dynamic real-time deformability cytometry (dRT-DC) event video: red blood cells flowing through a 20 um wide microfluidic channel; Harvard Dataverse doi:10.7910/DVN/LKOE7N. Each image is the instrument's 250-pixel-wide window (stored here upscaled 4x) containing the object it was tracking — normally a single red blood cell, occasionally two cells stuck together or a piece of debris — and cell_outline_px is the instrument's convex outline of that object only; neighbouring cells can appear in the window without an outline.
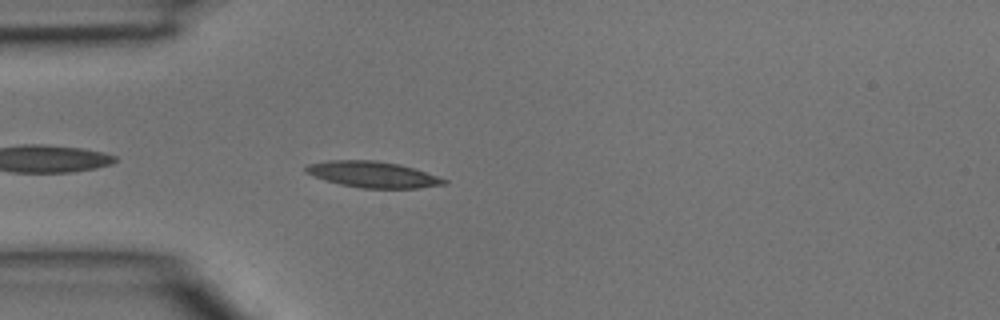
{"species": "common noctule bat (a hibernating species)", "species_latin": "Nyctalus noctula", "temperature_condition": "room temperature", "stored_images_in_passage": 2, "camera_frame_rate_fps": 3000, "um_per_image_px": 0.085, "animal": {"sex": "male", "body_mass_g": 15.6}, "frame": {"image": 1, "passage_image": 2, "time_ms": 0.333, "image_size_px": [1000, 320], "cell_outline_px": [[448, 184], [420, 188], [360, 188], [340, 184], [324, 180], [304, 172], [304, 168], [308, 164], [328, 160], [376, 160], [400, 164], [448, 180]], "centroid_in_image_um": [31.66, 14.83], "position_along_channel_um": 53.3, "area_um2": 21.04}}